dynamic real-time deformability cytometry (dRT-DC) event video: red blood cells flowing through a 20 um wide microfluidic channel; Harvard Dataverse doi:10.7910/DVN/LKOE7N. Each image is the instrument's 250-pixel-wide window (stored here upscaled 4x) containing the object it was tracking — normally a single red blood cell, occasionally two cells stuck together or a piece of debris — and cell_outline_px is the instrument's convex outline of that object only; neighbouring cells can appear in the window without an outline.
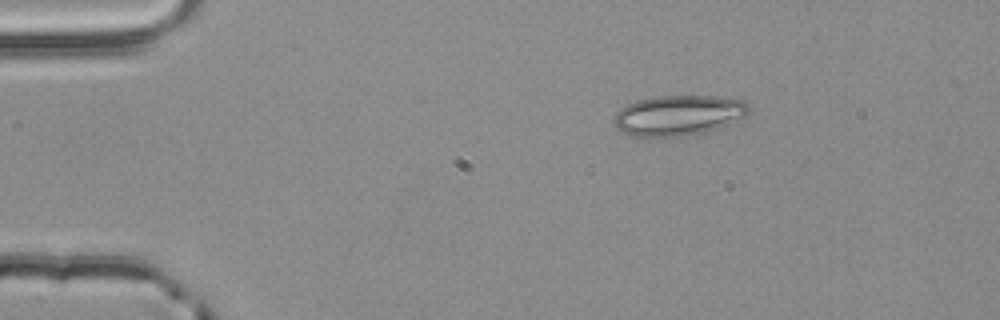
{"species": "common noctule bat (a hibernating species)", "species_latin": "Nyctalus noctula", "temperature_condition": "room temperature", "stored_images_in_passage": 2, "camera_frame_rate_fps": 3000, "um_per_image_px": 0.085, "animal": {"sex": "male", "body_mass_g": 20.4}, "frame": {"image": 1, "passage_image": 1, "time_ms": 0.0, "image_size_px": [1000, 320], "cell_outline_px": [[748, 112], [744, 116], [716, 128], [704, 132], [688, 136], [664, 140], [632, 136], [616, 128], [612, 120], [616, 112], [620, 108], [628, 104], [640, 100], [656, 96], [712, 96], [744, 100], [748, 104]], "centroid_in_image_um": [57.58, 9.84], "position_along_channel_um": 27.4, "area_um2": 32.14}}